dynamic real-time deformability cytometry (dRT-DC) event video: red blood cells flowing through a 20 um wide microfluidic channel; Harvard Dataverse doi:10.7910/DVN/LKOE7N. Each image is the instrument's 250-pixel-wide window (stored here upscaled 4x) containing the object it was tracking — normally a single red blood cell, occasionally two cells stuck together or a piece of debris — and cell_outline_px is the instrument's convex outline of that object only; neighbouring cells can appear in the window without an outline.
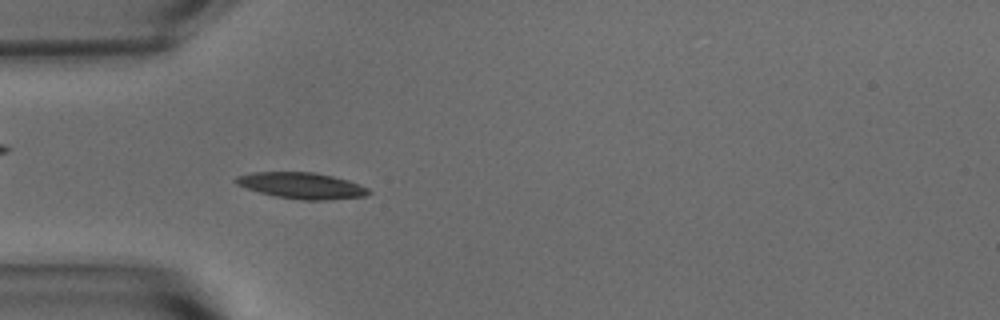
{"species": "common noctule bat (a hibernating species)", "species_latin": "Nyctalus noctula", "temperature_condition": "warm", "stored_images_in_passage": 54, "camera_frame_rate_fps": 3000, "um_per_image_px": 0.085, "animal": {"sex": "male", "body_mass_g": 15.6}, "frame": {"image": 1, "passage_image": 16, "time_ms": 5.0, "image_size_px": [1000, 320], "cell_outline_px": [[372, 192], [364, 196], [324, 200], [300, 200], [276, 196], [260, 192], [236, 184], [232, 180], [236, 176], [252, 172], [316, 172], [348, 180], [368, 188]], "centroid_in_image_um": [25.62, 15.77], "position_along_channel_um": 59.4, "area_um2": 20.17}}
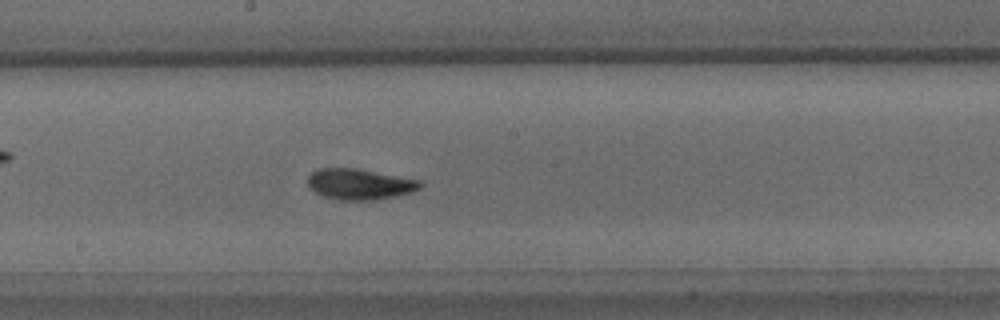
{"frame": {"image": 2, "passage_image": 29, "time_ms": 9.333, "image_size_px": [1000, 320], "cell_outline_px": [[424, 184], [420, 188], [412, 192], [396, 196], [376, 200], [340, 200], [324, 196], [316, 192], [308, 184], [308, 176], [312, 172], [320, 168], [360, 168], [424, 180]], "centroid_in_image_um": [30.66, 15.64], "position_along_channel_um": 217.5, "area_um2": 20.52}}
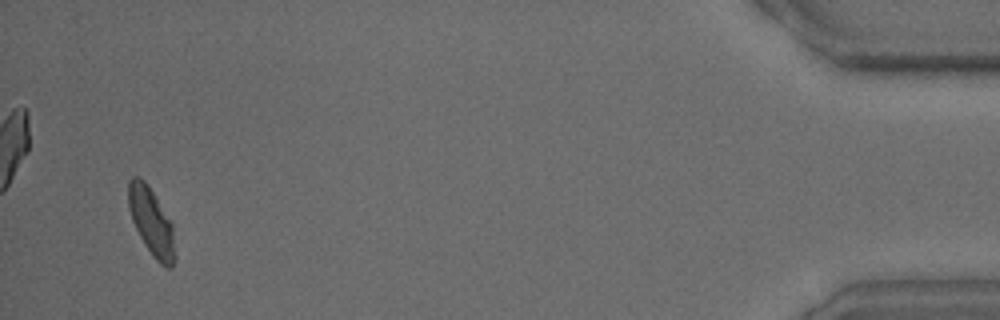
{"frame": {"image": 3, "passage_image": 52, "time_ms": 17.0, "image_size_px": [1000, 320], "cell_outline_px": [[176, 256], [172, 268], [168, 268], [160, 264], [152, 256], [144, 244], [132, 220], [128, 208], [128, 180], [132, 176], [140, 176], [144, 180], [172, 220]], "centroid_in_image_um": [12.88, 18.86], "position_along_channel_um": 422.3, "area_um2": 18.67}, "authors_computed_cell_mechanics": {"area_um2": 19.074, "velocity_mm_per_s": 3.7214, "shape_relaxation_time_tau1_ms": 4.8221, "shape_relaxation_time_tau2_ms": 2.4132, "deformation_change_tau1": 0.1588, "deformation_change_tau2": 0.0913}}